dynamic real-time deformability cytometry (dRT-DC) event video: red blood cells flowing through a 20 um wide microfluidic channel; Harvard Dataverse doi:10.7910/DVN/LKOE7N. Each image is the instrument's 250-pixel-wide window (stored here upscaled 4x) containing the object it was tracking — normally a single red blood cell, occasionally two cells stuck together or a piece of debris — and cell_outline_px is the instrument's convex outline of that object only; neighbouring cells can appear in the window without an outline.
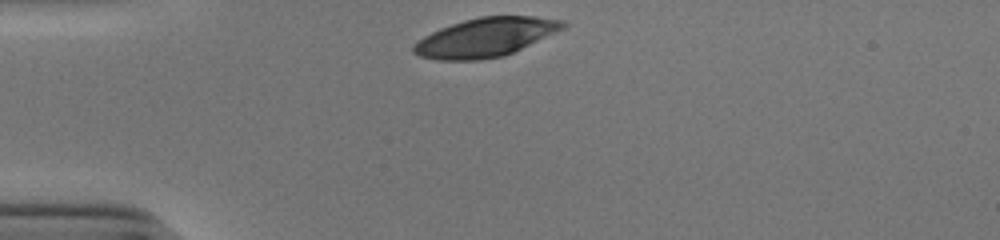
{"species": "human", "species_latin": "Homo sapiens", "temperature_condition": "cold", "stored_images_in_passage": 30, "camera_frame_rate_fps": 3000, "um_per_image_px": 0.085, "donor": {"sex": "male"}, "frame": {"image": 1, "passage_image": 1, "time_ms": 0.0, "image_size_px": [1000, 240], "cell_outline_px": [[568, 24], [564, 28], [504, 56], [480, 60], [436, 60], [420, 56], [412, 52], [412, 44], [424, 36], [440, 28], [464, 20], [480, 16], [536, 16], [564, 20]], "centroid_in_image_um": [41.25, 3.17], "position_along_channel_um": 43.8, "area_um2": 33.76}}
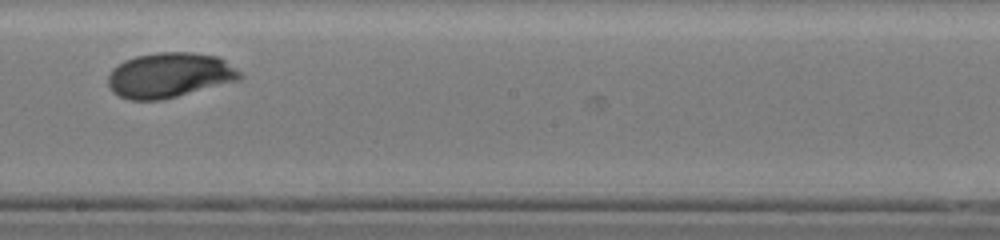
{"frame": {"image": 2, "passage_image": 18, "time_ms": 5.667, "image_size_px": [1000, 240], "cell_outline_px": [[244, 76], [240, 80], [160, 100], [132, 100], [120, 96], [112, 92], [108, 84], [108, 72], [112, 68], [124, 60], [136, 56], [156, 52], [192, 52], [220, 56], [240, 72]], "centroid_in_image_um": [14.4, 6.37], "position_along_channel_um": 233.8, "area_um2": 34.74}}
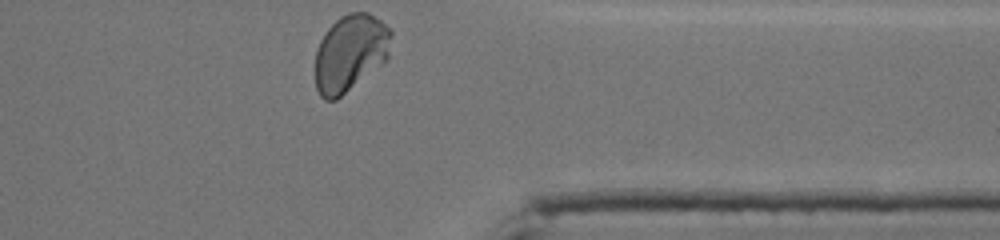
{"frame": {"image": 3, "passage_image": 30, "time_ms": 9.667, "image_size_px": [1000, 240], "cell_outline_px": [[392, 36], [388, 60], [336, 100], [324, 100], [320, 96], [316, 88], [316, 52], [320, 40], [328, 28], [340, 16], [348, 12], [368, 12], [380, 20], [392, 32]], "centroid_in_image_um": [29.78, 4.5], "position_along_channel_um": 381.6, "area_um2": 34.22}, "authors_computed_cell_mechanics": {"area_um2": 34.5933, "velocity_mm_per_s": 3.8654, "shape_relaxation_time_tau1_ms": 3.047, "shape_relaxation_time_tau2_ms": 0.9804, "deformation_change_tau1": 0.1642, "deformation_change_tau2": 0.0354}}